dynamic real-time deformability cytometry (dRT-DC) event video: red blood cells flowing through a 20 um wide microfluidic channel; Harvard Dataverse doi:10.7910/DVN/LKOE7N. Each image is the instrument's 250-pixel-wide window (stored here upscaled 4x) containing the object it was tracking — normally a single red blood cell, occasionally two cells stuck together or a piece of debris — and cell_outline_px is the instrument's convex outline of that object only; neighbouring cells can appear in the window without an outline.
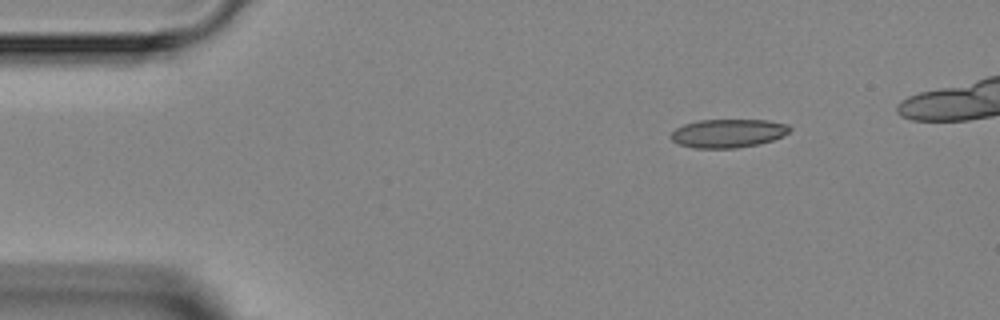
{"species": "Egyptian fruit bat (a non-hibernating species)", "species_latin": "Rousettus aegyptiacus", "temperature_condition": "room temperature", "stored_images_in_passage": 4, "camera_frame_rate_fps": 3000, "um_per_image_px": 0.085, "animal": {"sex": "female"}, "frame": {"image": 1, "passage_image": 1, "time_ms": 0.0, "image_size_px": [1000, 320], "cell_outline_px": [[792, 128], [784, 136], [772, 140], [756, 144], [736, 148], [692, 148], [680, 144], [672, 140], [672, 132], [676, 128], [684, 124], [700, 120], [768, 120], [788, 124]], "centroid_in_image_um": [61.91, 11.32], "position_along_channel_um": 23.1, "area_um2": 19.65}}